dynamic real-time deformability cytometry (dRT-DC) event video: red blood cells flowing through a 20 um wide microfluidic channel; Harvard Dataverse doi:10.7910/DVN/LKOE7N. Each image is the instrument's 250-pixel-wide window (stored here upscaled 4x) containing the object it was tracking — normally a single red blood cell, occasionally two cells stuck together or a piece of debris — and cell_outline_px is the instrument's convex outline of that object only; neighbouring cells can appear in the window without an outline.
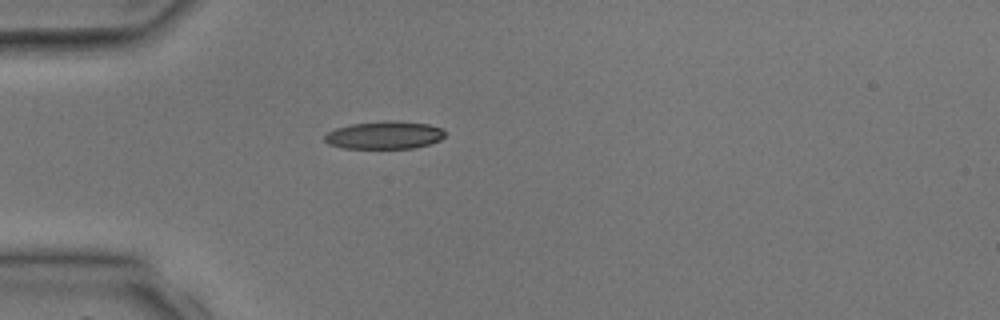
{"species": "common noctule bat (a hibernating species)", "species_latin": "Nyctalus noctula", "temperature_condition": "room temperature", "stored_images_in_passage": 1, "camera_frame_rate_fps": 3000, "um_per_image_px": 0.085, "animal": {"sex": "male", "body_mass_g": 17.9, "forearm_length_mm": 54.2}, "frame": {"image": 1, "passage_image": 1, "time_ms": 0.0, "image_size_px": [1000, 320], "cell_outline_px": [[444, 136], [440, 140], [428, 144], [412, 148], [344, 148], [328, 144], [324, 140], [324, 136], [328, 132], [336, 128], [352, 124], [388, 120], [392, 120], [428, 124], [444, 128]], "centroid_in_image_um": [32.68, 11.48], "position_along_channel_um": 52.3, "area_um2": 19.42}}